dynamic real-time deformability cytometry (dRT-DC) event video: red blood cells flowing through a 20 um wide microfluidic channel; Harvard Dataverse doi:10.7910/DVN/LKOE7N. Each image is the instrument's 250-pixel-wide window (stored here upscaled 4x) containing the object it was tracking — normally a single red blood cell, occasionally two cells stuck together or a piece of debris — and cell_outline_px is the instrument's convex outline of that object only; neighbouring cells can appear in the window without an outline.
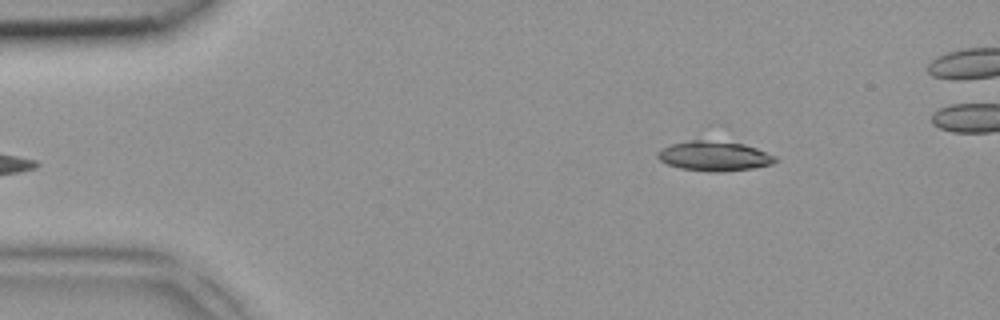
{"species": "common noctule bat (a hibernating species)", "species_latin": "Nyctalus noctula", "temperature_condition": "room temperature", "stored_images_in_passage": 2, "camera_frame_rate_fps": 3000, "um_per_image_px": 0.085, "animal": {"sex": "female", "body_mass_g": 18.4}, "frame": {"image": 1, "passage_image": 2, "time_ms": 0.333, "image_size_px": [1000, 320], "cell_outline_px": [[776, 160], [772, 164], [752, 168], [720, 172], [712, 172], [680, 168], [668, 164], [660, 160], [656, 156], [656, 152], [672, 144], [700, 136], [744, 144], [756, 148], [776, 156]], "centroid_in_image_um": [60.68, 13.21], "position_along_channel_um": 24.3, "area_um2": 20.98}}